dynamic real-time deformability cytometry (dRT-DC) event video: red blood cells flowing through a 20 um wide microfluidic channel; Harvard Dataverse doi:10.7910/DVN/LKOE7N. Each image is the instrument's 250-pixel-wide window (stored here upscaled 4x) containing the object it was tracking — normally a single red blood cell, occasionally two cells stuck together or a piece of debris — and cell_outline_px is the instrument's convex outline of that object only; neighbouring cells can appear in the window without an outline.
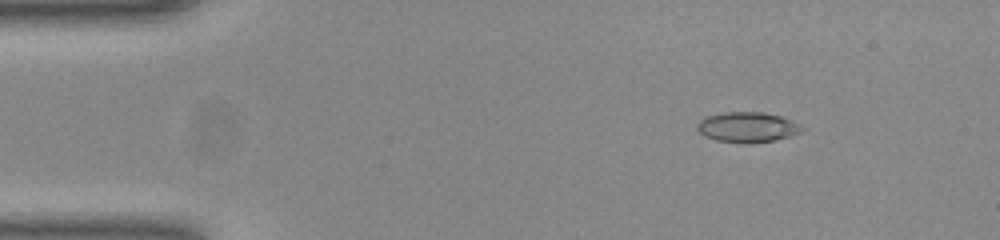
{"species": "common noctule bat (a hibernating species)", "species_latin": "Nyctalus noctula", "temperature_condition": "room temperature", "stored_images_in_passage": 52, "camera_frame_rate_fps": 3000, "um_per_image_px": 0.085, "animal": {"sex": "female", "body_mass_g": 23.0, "forearm_length_mm": 53.4}, "frame": {"image": 1, "passage_image": 7, "time_ms": 2.0, "image_size_px": [1000, 240], "cell_outline_px": [[804, 128], [800, 132], [776, 140], [752, 144], [748, 144], [716, 140], [704, 136], [696, 128], [696, 124], [700, 120], [708, 116], [724, 112], [760, 112], [780, 116]], "centroid_in_image_um": [63.47, 10.82], "position_along_channel_um": 21.5, "area_um2": 18.26}}
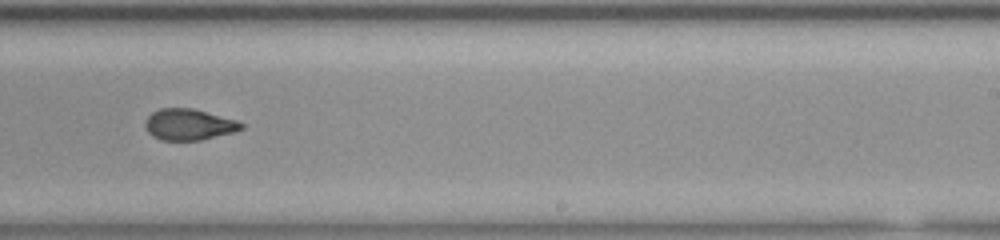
{"frame": {"image": 2, "passage_image": 32, "time_ms": 10.333, "image_size_px": [1000, 240], "cell_outline_px": [[244, 128], [232, 132], [200, 140], [160, 140], [152, 136], [148, 132], [144, 124], [148, 116], [152, 112], [160, 108], [192, 108], [236, 120], [244, 124]], "centroid_in_image_um": [16.02, 10.58], "position_along_channel_um": 273.0, "area_um2": 17.34}}
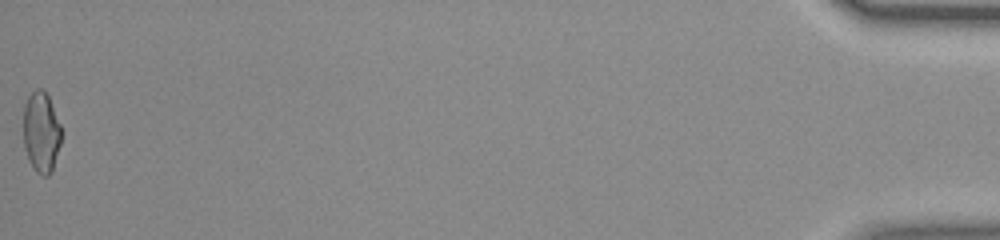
{"frame": {"image": 3, "passage_image": 52, "time_ms": 17.0, "image_size_px": [1000, 240], "cell_outline_px": [[60, 144], [52, 172], [48, 176], [40, 176], [36, 172], [28, 160], [24, 144], [24, 104], [28, 96], [36, 88], [44, 88], [48, 96], [60, 124]], "centroid_in_image_um": [3.49, 11.24], "position_along_channel_um": 431.7, "area_um2": 17.86}, "authors_computed_cell_mechanics": {"area_um2": 17.918, "velocity_mm_per_s": 3.9527, "shape_relaxation_time_tau1_ms": null, "shape_relaxation_time_tau2_ms": 1.2538, "deformation_change_tau1": null, "deformation_change_tau2": 0.0717}}